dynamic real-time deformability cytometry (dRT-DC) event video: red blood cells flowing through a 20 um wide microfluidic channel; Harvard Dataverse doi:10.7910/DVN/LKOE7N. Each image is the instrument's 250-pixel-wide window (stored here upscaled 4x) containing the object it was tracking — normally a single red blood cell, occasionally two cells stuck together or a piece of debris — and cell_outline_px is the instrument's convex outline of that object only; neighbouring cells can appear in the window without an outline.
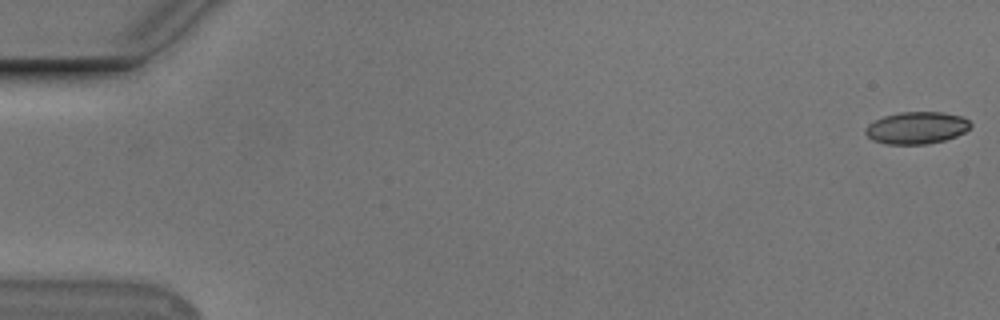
{"species": "Egyptian fruit bat (a non-hibernating species)", "species_latin": "Rousettus aegyptiacus", "temperature_condition": "cold", "stored_images_in_passage": 51, "camera_frame_rate_fps": 3000, "um_per_image_px": 0.085, "animal": {"sex": "male"}, "frame": {"image": 1, "passage_image": 1, "time_ms": 0.0, "image_size_px": [1000, 320], "cell_outline_px": [[972, 124], [964, 132], [956, 136], [944, 140], [928, 144], [884, 144], [872, 140], [864, 132], [864, 128], [868, 124], [884, 116], [900, 112], [940, 112], [960, 116], [968, 120]], "centroid_in_image_um": [77.88, 10.87], "position_along_channel_um": 7.1, "area_um2": 19.59}}
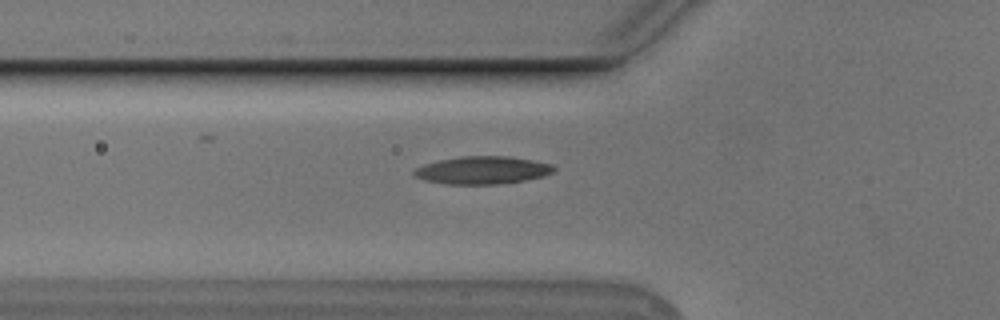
{"frame": {"image": 2, "passage_image": 20, "time_ms": 6.333, "image_size_px": [1000, 320], "cell_outline_px": [[556, 168], [552, 172], [544, 176], [524, 180], [496, 184], [444, 184], [424, 180], [412, 176], [412, 172], [416, 168], [424, 164], [440, 160], [460, 156], [508, 156], [532, 160], [552, 164]], "centroid_in_image_um": [40.97, 14.46], "position_along_channel_um": 84.8, "area_um2": 22.6}}
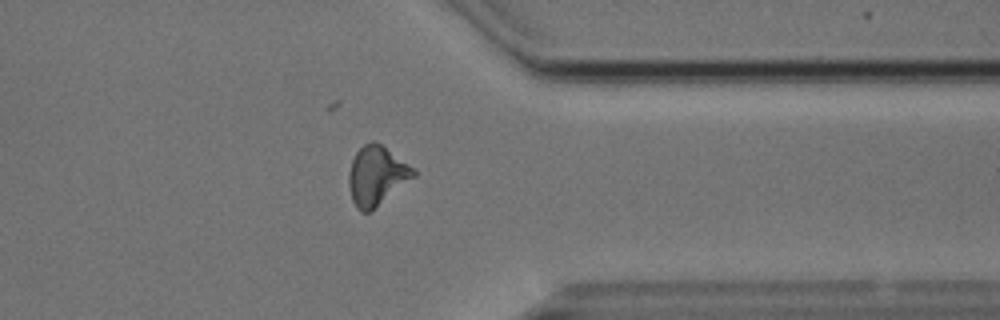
{"frame": {"image": 3, "passage_image": 44, "time_ms": 14.333, "image_size_px": [1000, 320], "cell_outline_px": [[416, 176], [372, 212], [360, 212], [356, 208], [352, 200], [348, 184], [348, 172], [352, 160], [356, 152], [364, 144], [372, 140], [380, 144], [416, 168]], "centroid_in_image_um": [32.02, 14.97], "position_along_channel_um": 379.4, "area_um2": 22.72}, "authors_computed_cell_mechanics": {"area_um2": 20.8658, "velocity_mm_per_s": 3.7558, "shape_relaxation_time_tau1_ms": 8.8333, "shape_relaxation_time_tau2_ms": 3.2594, "deformation_change_tau1": 0.2079, "deformation_change_tau2": 0.1221}}